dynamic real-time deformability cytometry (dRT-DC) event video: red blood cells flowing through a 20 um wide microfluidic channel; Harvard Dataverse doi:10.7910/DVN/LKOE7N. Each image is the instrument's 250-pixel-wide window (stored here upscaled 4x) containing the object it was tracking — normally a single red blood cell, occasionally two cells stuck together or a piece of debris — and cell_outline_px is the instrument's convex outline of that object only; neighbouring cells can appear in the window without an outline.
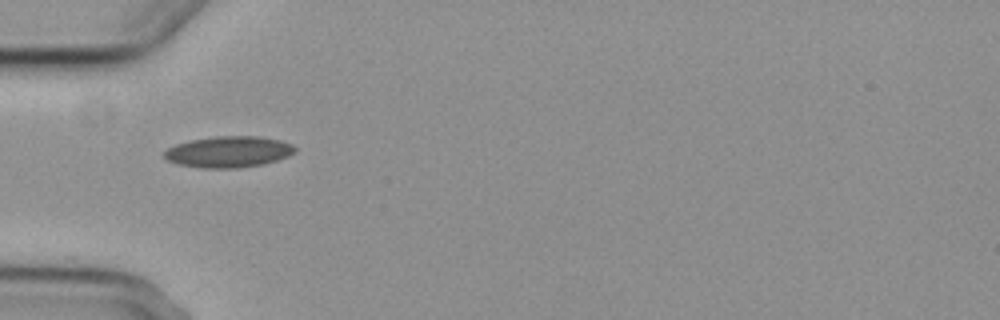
{"species": "common noctule bat (a hibernating species)", "species_latin": "Nyctalus noctula", "temperature_condition": "cold", "stored_images_in_passage": 1, "camera_frame_rate_fps": 3000, "um_per_image_px": 0.085, "animal": {"sex": "female", "body_mass_g": 29.2, "forearm_length_mm": 56.3}, "frame": {"image": 1, "passage_image": 1, "time_ms": 0.0, "image_size_px": [1000, 320], "cell_outline_px": [[296, 152], [288, 156], [264, 164], [236, 168], [200, 168], [176, 164], [168, 160], [164, 156], [164, 152], [168, 148], [176, 144], [192, 140], [216, 136], [260, 136], [280, 140], [292, 144], [296, 148]], "centroid_in_image_um": [19.44, 12.91], "position_along_channel_um": 65.6, "area_um2": 23.81}}